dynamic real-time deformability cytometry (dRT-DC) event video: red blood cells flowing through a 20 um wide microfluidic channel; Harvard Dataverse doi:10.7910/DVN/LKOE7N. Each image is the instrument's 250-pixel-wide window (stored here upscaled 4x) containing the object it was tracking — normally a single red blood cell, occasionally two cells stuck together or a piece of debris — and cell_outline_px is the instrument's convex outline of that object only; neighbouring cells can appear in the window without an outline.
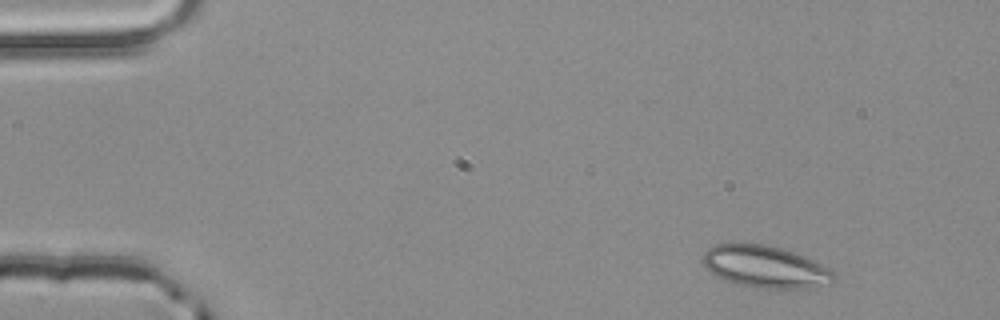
{"species": "common noctule bat (a hibernating species)", "species_latin": "Nyctalus noctula", "temperature_condition": "room temperature", "stored_images_in_passage": 3, "camera_frame_rate_fps": 3000, "um_per_image_px": 0.085, "animal": {"sex": "male", "body_mass_g": 20.4}, "frame": {"image": 1, "passage_image": 1, "time_ms": 0.0, "image_size_px": [1000, 320], "cell_outline_px": [[836, 280], [832, 284], [812, 288], [756, 288], [736, 284], [724, 280], [716, 276], [704, 264], [704, 252], [712, 244], [764, 244], [780, 248], [804, 256], [828, 268], [836, 276]], "centroid_in_image_um": [65.07, 22.69], "position_along_channel_um": 19.9, "area_um2": 31.96}}